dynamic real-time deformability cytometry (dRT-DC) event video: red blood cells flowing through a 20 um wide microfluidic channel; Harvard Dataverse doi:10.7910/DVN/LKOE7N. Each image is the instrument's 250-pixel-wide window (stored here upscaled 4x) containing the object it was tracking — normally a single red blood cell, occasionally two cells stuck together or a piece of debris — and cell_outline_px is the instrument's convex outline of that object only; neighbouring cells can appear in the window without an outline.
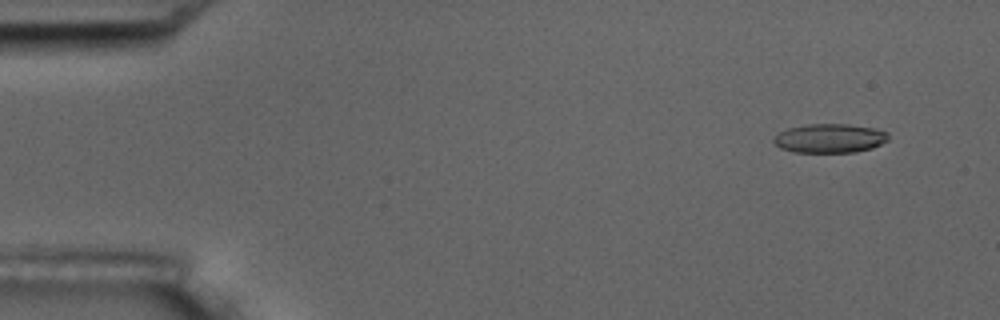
{"species": "common noctule bat (a hibernating species)", "species_latin": "Nyctalus noctula", "temperature_condition": "room temperature", "stored_images_in_passage": 7, "camera_frame_rate_fps": 3000, "um_per_image_px": 0.085, "animal": {"sex": "male", "body_mass_g": 17.5, "forearm_length_mm": 52.3}, "frame": {"image": 1, "passage_image": 2, "time_ms": 1.333, "image_size_px": [1000, 320], "cell_outline_px": [[888, 140], [872, 148], [856, 152], [792, 152], [780, 148], [772, 140], [780, 132], [788, 128], [808, 124], [848, 124], [876, 128], [888, 132]], "centroid_in_image_um": [70.55, 11.75], "position_along_channel_um": 14.5, "area_um2": 19.42}}
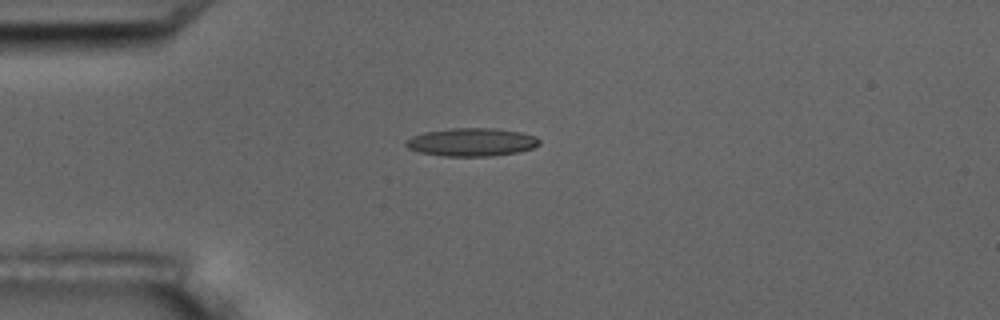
{"frame": {"image": 2, "passage_image": 5, "time_ms": 4.667, "image_size_px": [1000, 320], "cell_outline_px": [[540, 144], [532, 148], [516, 152], [492, 156], [444, 156], [420, 152], [408, 148], [404, 144], [404, 140], [412, 136], [424, 132], [452, 128], [496, 128], [520, 132], [536, 136], [540, 140]], "centroid_in_image_um": [40.07, 12.07], "position_along_channel_um": 44.9, "area_um2": 21.91}}